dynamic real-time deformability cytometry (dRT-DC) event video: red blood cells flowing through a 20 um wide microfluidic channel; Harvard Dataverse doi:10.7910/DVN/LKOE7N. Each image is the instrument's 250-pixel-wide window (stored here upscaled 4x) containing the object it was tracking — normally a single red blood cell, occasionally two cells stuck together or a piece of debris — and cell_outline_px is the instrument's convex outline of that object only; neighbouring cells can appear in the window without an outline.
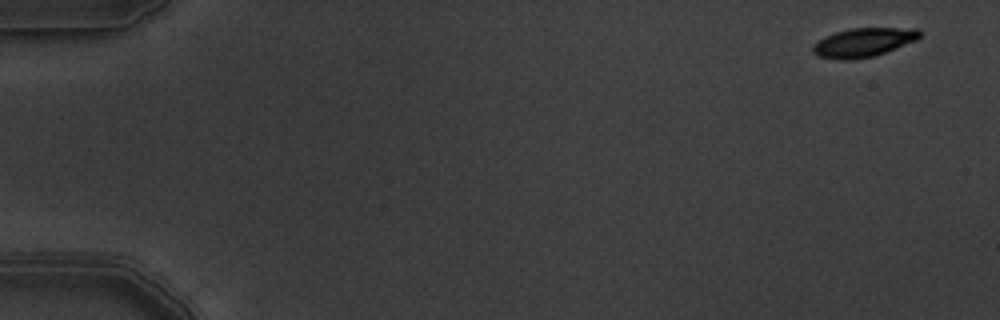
{"species": "common noctule bat (a hibernating species)", "species_latin": "Nyctalus noctula", "temperature_condition": "warm", "stored_images_in_passage": 6, "camera_frame_rate_fps": 3000, "um_per_image_px": 0.085, "animal": {"sex": "male", "body_mass_g": 19.5, "forearm_length_mm": 54.6}, "frame": {"image": 1, "passage_image": 1, "time_ms": 0.0, "image_size_px": [1000, 320], "cell_outline_px": [[920, 36], [916, 40], [884, 52], [872, 56], [848, 60], [840, 60], [820, 56], [812, 52], [812, 44], [824, 36], [836, 32], [852, 28], [916, 28], [920, 32]], "centroid_in_image_um": [73.35, 3.59], "position_along_channel_um": 11.7, "area_um2": 17.74}}
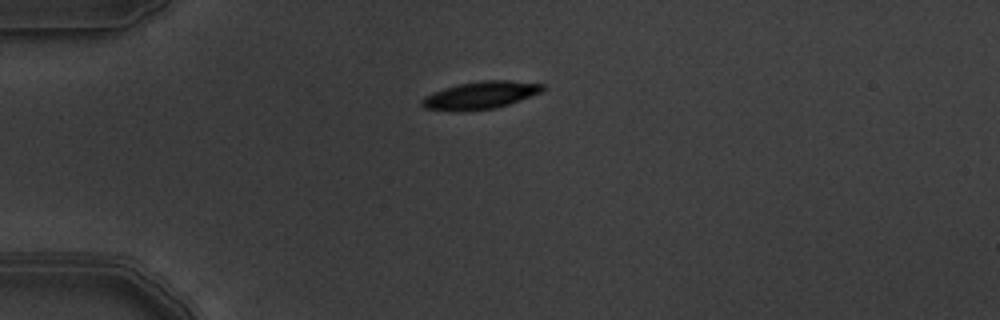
{"frame": {"image": 2, "passage_image": 5, "time_ms": 1.333, "image_size_px": [1000, 320], "cell_outline_px": [[544, 88], [540, 92], [520, 100], [508, 104], [492, 108], [464, 112], [456, 112], [424, 108], [420, 104], [420, 100], [424, 96], [432, 92], [444, 88], [460, 84], [480, 80], [508, 80], [544, 84]], "centroid_in_image_um": [40.77, 8.1], "position_along_channel_um": 44.2, "area_um2": 19.42}}